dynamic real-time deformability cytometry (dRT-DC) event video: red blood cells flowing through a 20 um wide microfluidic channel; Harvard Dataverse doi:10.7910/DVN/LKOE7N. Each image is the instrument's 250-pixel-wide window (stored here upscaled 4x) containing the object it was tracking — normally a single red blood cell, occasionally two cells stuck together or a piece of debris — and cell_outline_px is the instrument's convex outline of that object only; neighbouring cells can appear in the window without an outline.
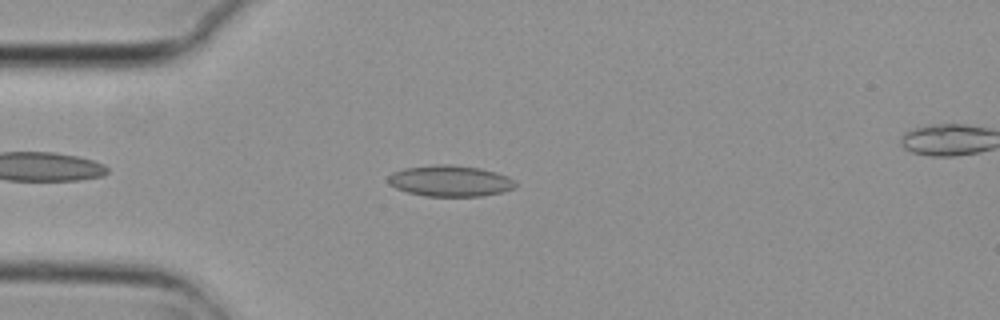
{"species": "common noctule bat (a hibernating species)", "species_latin": "Nyctalus noctula", "temperature_condition": "cold", "stored_images_in_passage": 4, "camera_frame_rate_fps": 3000, "um_per_image_px": 0.085, "animal": {"sex": "female", "body_mass_g": 29.2, "forearm_length_mm": 56.3}, "frame": {"image": 1, "passage_image": 1, "time_ms": 0.0, "image_size_px": [1000, 320], "cell_outline_px": [[516, 188], [504, 192], [480, 196], [424, 196], [408, 192], [396, 188], [388, 184], [388, 176], [392, 172], [404, 168], [432, 164], [452, 164], [480, 168], [496, 172], [508, 176], [516, 184]], "centroid_in_image_um": [38.25, 15.37], "position_along_channel_um": 46.7, "area_um2": 23.29}}
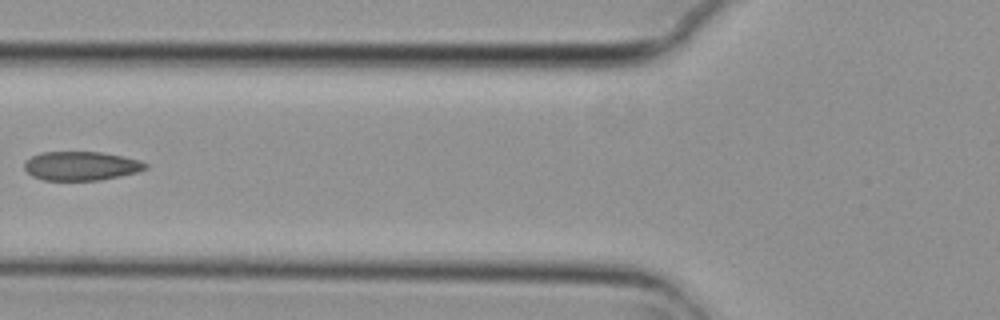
{"frame": {"image": 2, "passage_image": 3, "time_ms": 0.667, "image_size_px": [1000, 320], "cell_outline_px": [[148, 168], [136, 172], [120, 176], [100, 180], [44, 180], [32, 176], [24, 168], [24, 164], [32, 156], [40, 152], [100, 152], [124, 156], [140, 160], [148, 164]], "centroid_in_image_um": [6.92, 14.1], "position_along_channel_um": 118.9, "area_um2": 20.4}}
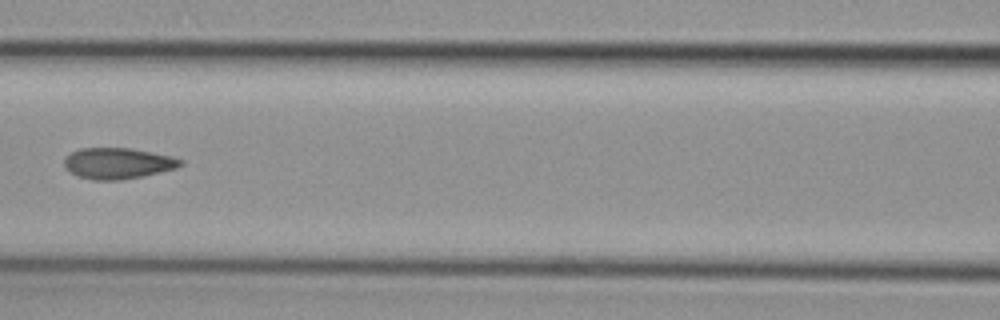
{"frame": {"image": 3, "passage_image": 4, "time_ms": 1.0, "image_size_px": [1000, 320], "cell_outline_px": [[184, 164], [176, 168], [144, 176], [120, 180], [92, 180], [76, 176], [68, 172], [64, 168], [64, 160], [72, 152], [80, 148], [132, 148], [172, 156], [184, 160]], "centroid_in_image_um": [10.01, 13.89], "position_along_channel_um": 156.6, "area_um2": 21.27}}